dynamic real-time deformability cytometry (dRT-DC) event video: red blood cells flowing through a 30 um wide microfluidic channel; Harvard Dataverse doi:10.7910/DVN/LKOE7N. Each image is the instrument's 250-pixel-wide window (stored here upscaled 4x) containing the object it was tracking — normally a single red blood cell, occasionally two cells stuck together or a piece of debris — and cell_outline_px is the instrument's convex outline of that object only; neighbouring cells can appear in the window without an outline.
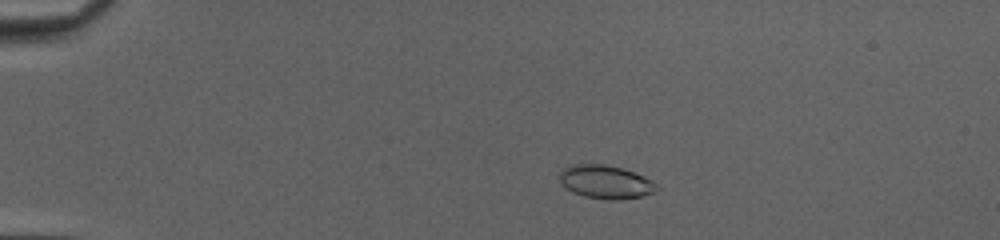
{"species": "common noctule bat (a hibernating species)", "species_latin": "Nyctalus noctula", "temperature_condition": "cold", "stored_images_in_passage": 50, "camera_frame_rate_fps": 3000, "um_per_image_px": 0.085, "animal": {"sex": "female", "body_mass_g": 20.0, "forearm_length_mm": 54.0}, "frame": {"image": 1, "passage_image": 10, "time_ms": 3.0, "image_size_px": [1000, 240], "cell_outline_px": [[660, 188], [656, 192], [640, 196], [620, 200], [608, 200], [584, 196], [572, 192], [560, 184], [560, 172], [568, 164], [604, 164], [620, 168], [644, 176], [652, 180]], "centroid_in_image_um": [51.47, 15.47], "position_along_channel_um": 33.5, "area_um2": 19.02}}
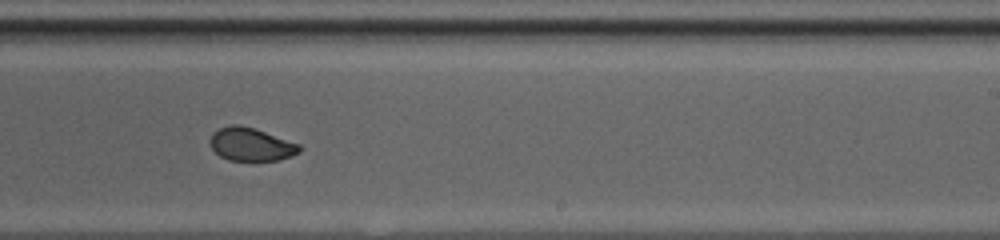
{"frame": {"image": 2, "passage_image": 32, "time_ms": 10.333, "image_size_px": [1000, 240], "cell_outline_px": [[300, 152], [292, 156], [280, 160], [228, 160], [220, 156], [208, 144], [208, 140], [212, 132], [220, 128], [232, 124], [240, 124], [300, 144]], "centroid_in_image_um": [21.29, 12.27], "position_along_channel_um": 267.7, "area_um2": 17.22}}
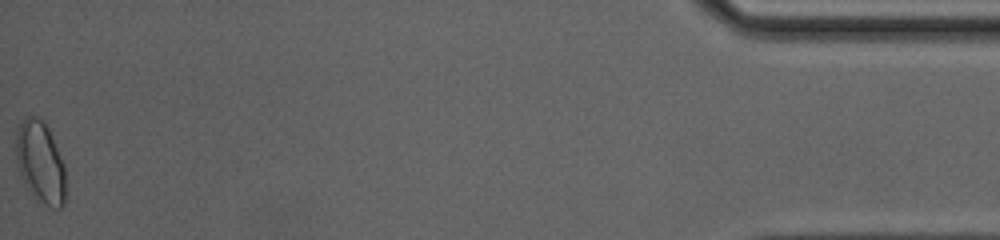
{"frame": {"image": 3, "passage_image": 50, "time_ms": 16.333, "image_size_px": [1000, 240], "cell_outline_px": [[64, 204], [60, 208], [52, 208], [44, 204], [24, 184], [16, 160], [16, 128], [28, 116], [36, 116], [44, 120], [52, 136], [64, 164]], "centroid_in_image_um": [3.42, 13.75], "position_along_channel_um": 431.8, "area_um2": 23.35}, "authors_computed_cell_mechanics": {"area_um2": 18.6983, "velocity_mm_per_s": 4.1751, "shape_relaxation_time_tau1_ms": null, "shape_relaxation_time_tau2_ms": 0.7452, "deformation_change_tau1": null, "deformation_change_tau2": 0.0445}}